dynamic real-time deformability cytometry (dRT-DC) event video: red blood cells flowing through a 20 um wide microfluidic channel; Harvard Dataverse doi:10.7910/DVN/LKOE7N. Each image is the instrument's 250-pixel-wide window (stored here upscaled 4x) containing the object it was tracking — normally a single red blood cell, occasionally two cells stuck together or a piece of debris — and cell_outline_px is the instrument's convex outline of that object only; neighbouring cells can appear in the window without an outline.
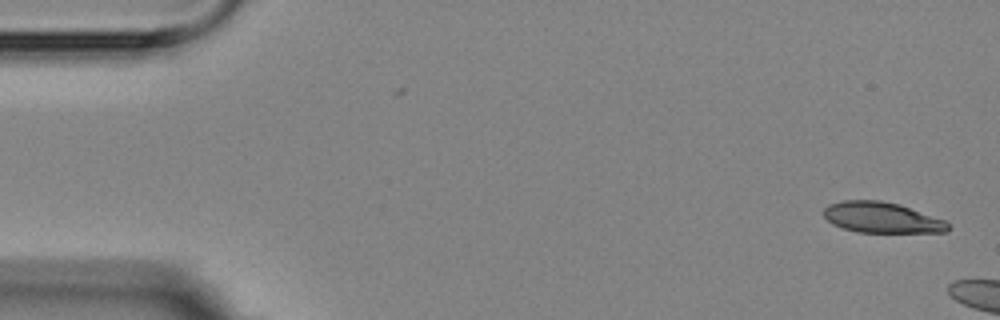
{"species": "Egyptian fruit bat (a non-hibernating species)", "species_latin": "Rousettus aegyptiacus", "temperature_condition": "room temperature", "stored_images_in_passage": 3, "camera_frame_rate_fps": 3000, "um_per_image_px": 0.085, "animal": {"sex": "female"}, "frame": {"image": 1, "passage_image": 1, "time_ms": 0.0, "image_size_px": [1000, 320], "cell_outline_px": [[948, 232], [856, 232], [832, 224], [824, 216], [824, 208], [828, 204], [844, 200], [880, 200], [900, 204], [944, 220], [948, 224]], "centroid_in_image_um": [74.92, 18.48], "position_along_channel_um": 10.1, "area_um2": 22.14}}